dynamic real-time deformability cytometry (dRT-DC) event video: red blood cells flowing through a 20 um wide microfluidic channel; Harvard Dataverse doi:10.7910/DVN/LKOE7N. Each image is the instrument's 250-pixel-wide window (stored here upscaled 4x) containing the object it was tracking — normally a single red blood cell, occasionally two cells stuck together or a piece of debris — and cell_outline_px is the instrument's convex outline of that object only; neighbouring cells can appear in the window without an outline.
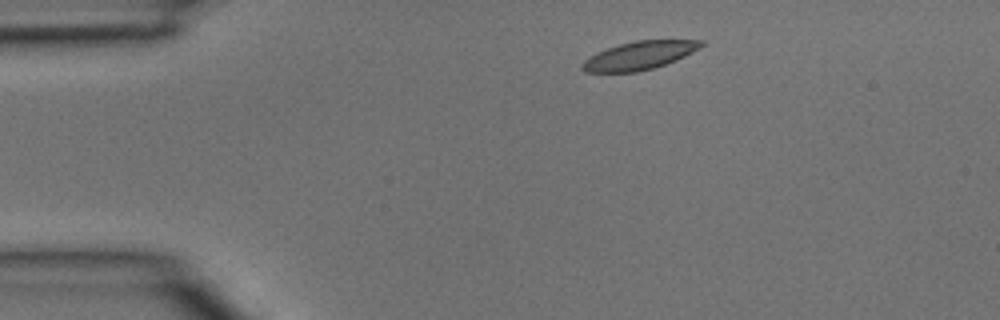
{"species": "common noctule bat (a hibernating species)", "species_latin": "Nyctalus noctula", "temperature_condition": "room temperature", "stored_images_in_passage": 2, "camera_frame_rate_fps": 3000, "um_per_image_px": 0.085, "animal": {"sex": "male", "body_mass_g": 15.6}, "frame": {"image": 1, "passage_image": 1, "time_ms": 0.0, "image_size_px": [1000, 320], "cell_outline_px": [[704, 44], [700, 48], [684, 56], [664, 64], [652, 68], [636, 72], [584, 72], [580, 68], [580, 64], [584, 60], [596, 52], [620, 44], [636, 40], [704, 40]], "centroid_in_image_um": [54.3, 4.72], "position_along_channel_um": 30.7, "area_um2": 19.42}}